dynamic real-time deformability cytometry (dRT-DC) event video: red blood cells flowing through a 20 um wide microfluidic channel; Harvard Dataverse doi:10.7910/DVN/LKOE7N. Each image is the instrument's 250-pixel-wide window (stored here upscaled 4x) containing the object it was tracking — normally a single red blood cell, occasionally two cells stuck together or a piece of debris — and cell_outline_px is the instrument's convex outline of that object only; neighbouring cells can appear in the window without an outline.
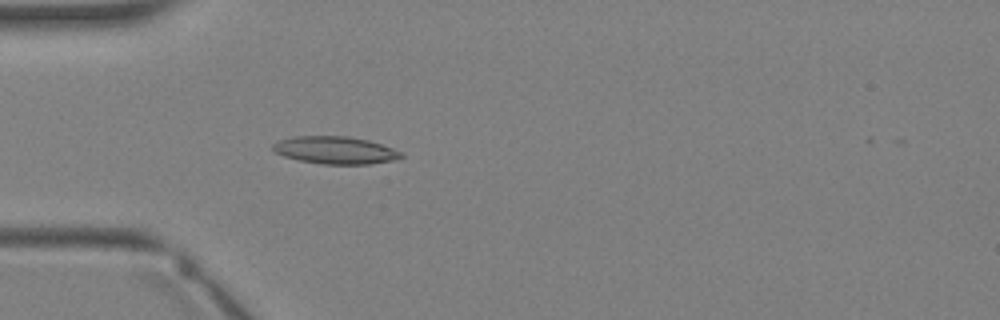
{"species": "Egyptian fruit bat (a non-hibernating species)", "species_latin": "Rousettus aegyptiacus", "temperature_condition": "warm", "stored_images_in_passage": 3, "camera_frame_rate_fps": 3000, "um_per_image_px": 0.085, "animal": {"sex": "female"}, "frame": {"image": 1, "passage_image": 3, "time_ms": 2.333, "image_size_px": [1000, 320], "cell_outline_px": [[404, 156], [396, 160], [372, 164], [320, 164], [300, 160], [284, 156], [276, 152], [272, 148], [272, 144], [280, 140], [292, 136], [348, 136], [368, 140], [404, 152]], "centroid_in_image_um": [28.53, 12.77], "position_along_channel_um": 56.5, "area_um2": 20.63}}